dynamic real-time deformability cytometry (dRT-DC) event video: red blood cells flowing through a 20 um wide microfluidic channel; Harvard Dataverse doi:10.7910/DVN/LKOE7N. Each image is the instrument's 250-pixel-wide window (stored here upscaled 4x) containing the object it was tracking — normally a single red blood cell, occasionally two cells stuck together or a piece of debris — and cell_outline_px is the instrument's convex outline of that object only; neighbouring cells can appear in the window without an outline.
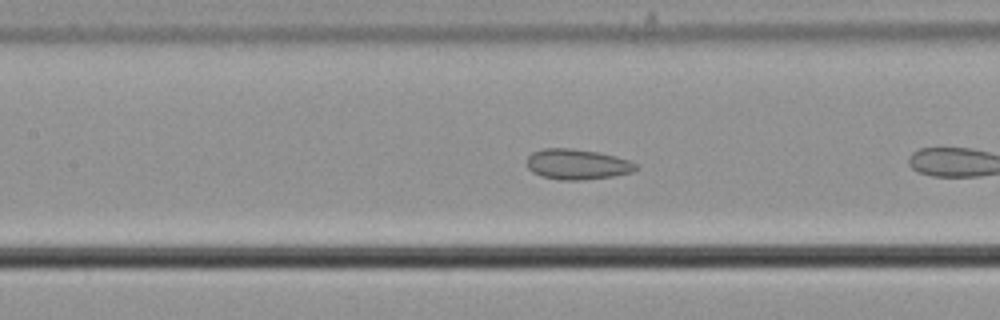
{"species": "common noctule bat (a hibernating species)", "species_latin": "Nyctalus noctula", "temperature_condition": "cold", "stored_images_in_passage": 11, "camera_frame_rate_fps": 3000, "um_per_image_px": 0.085, "animal": {"sex": "male", "body_mass_g": 21.5, "forearm_length_mm": 52.0}, "frame": {"image": 1, "passage_image": 10, "time_ms": 3.0, "image_size_px": [1000, 320], "cell_outline_px": [[640, 168], [632, 172], [612, 176], [584, 180], [560, 180], [540, 176], [532, 172], [528, 168], [528, 156], [532, 152], [544, 148], [568, 148], [596, 152], [616, 156], [628, 160], [636, 164]], "centroid_in_image_um": [49.06, 13.97], "position_along_channel_um": 158.3, "area_um2": 19.31}}